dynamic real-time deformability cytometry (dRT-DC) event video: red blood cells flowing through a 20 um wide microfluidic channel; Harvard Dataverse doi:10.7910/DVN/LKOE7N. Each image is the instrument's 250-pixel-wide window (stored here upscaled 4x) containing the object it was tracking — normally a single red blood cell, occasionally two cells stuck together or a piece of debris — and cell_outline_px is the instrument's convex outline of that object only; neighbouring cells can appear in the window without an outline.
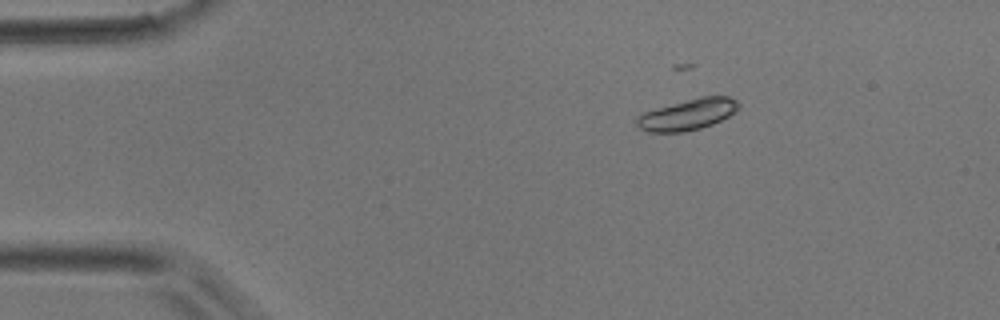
{"species": "common noctule bat (a hibernating species)", "species_latin": "Nyctalus noctula", "temperature_condition": "room temperature", "stored_images_in_passage": 4, "camera_frame_rate_fps": 3000, "um_per_image_px": 0.085, "animal": {"sex": "male", "body_mass_g": 17.9}, "frame": {"image": 1, "passage_image": 3, "time_ms": 0.667, "image_size_px": [1000, 320], "cell_outline_px": [[740, 108], [736, 112], [712, 124], [700, 128], [684, 132], [648, 132], [640, 128], [636, 124], [636, 116], [644, 112], [700, 96], [728, 96], [736, 100], [740, 104]], "centroid_in_image_um": [58.47, 9.73], "position_along_channel_um": 26.5, "area_um2": 18.38}}
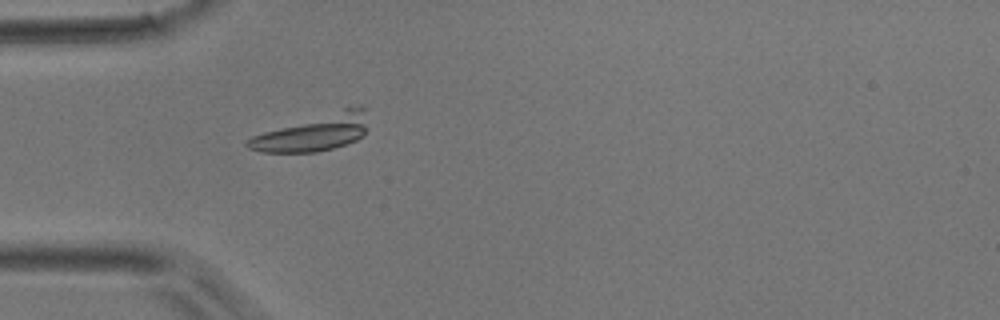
{"frame": {"image": 2, "passage_image": 4, "time_ms": 1.0, "image_size_px": [1000, 320], "cell_outline_px": [[368, 128], [364, 136], [356, 140], [332, 148], [316, 152], [260, 152], [248, 148], [244, 144], [252, 136], [264, 132], [344, 108], [360, 104], [364, 104]], "centroid_in_image_um": [26.71, 11.28], "position_along_channel_um": 58.3, "area_um2": 25.14}}